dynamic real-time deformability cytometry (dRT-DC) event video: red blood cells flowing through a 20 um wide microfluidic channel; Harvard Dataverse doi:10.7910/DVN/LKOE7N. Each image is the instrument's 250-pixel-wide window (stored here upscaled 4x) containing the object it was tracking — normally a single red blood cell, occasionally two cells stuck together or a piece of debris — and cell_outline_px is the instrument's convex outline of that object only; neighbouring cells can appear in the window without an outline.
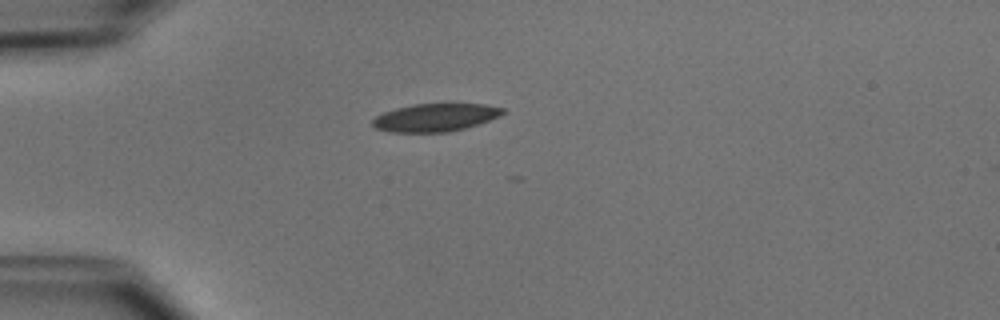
{"species": "common noctule bat (a hibernating species)", "species_latin": "Nyctalus noctula", "temperature_condition": "cold", "stored_images_in_passage": 5, "camera_frame_rate_fps": 3000, "um_per_image_px": 0.085, "animal": {"sex": "male", "body_mass_g": 15.6}, "frame": {"image": 1, "passage_image": 1, "time_ms": 0.0, "image_size_px": [1000, 320], "cell_outline_px": [[504, 112], [500, 116], [480, 124], [448, 132], [392, 132], [376, 128], [372, 124], [372, 120], [376, 116], [384, 112], [396, 108], [412, 104], [484, 104], [504, 108]], "centroid_in_image_um": [37.01, 9.99], "position_along_channel_um": 48.0, "area_um2": 21.1}}